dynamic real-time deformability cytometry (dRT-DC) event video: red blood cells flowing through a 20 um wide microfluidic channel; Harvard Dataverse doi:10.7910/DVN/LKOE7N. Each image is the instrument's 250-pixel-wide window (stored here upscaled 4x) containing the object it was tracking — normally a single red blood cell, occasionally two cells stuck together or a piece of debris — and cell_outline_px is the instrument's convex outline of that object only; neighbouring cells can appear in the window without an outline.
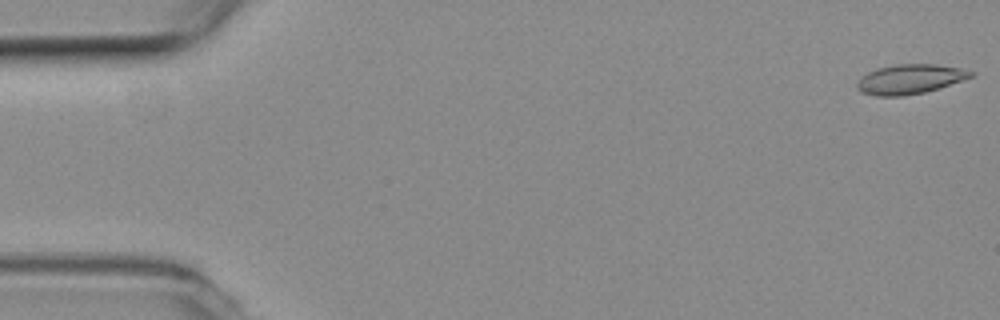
{"species": "common noctule bat (a hibernating species)", "species_latin": "Nyctalus noctula", "temperature_condition": "room temperature", "stored_images_in_passage": 5, "camera_frame_rate_fps": 3000, "um_per_image_px": 0.085, "animal": {"sex": "female", "body_mass_g": 19.3, "forearm_length_mm": 54.1}, "frame": {"image": 1, "passage_image": 1, "time_ms": 0.0, "image_size_px": [1000, 320], "cell_outline_px": [[976, 72], [972, 76], [940, 88], [924, 92], [904, 96], [876, 96], [860, 92], [856, 88], [856, 84], [860, 76], [876, 68], [896, 64], [936, 64], [960, 68]], "centroid_in_image_um": [77.3, 6.73], "position_along_channel_um": 7.7, "area_um2": 19.77}}
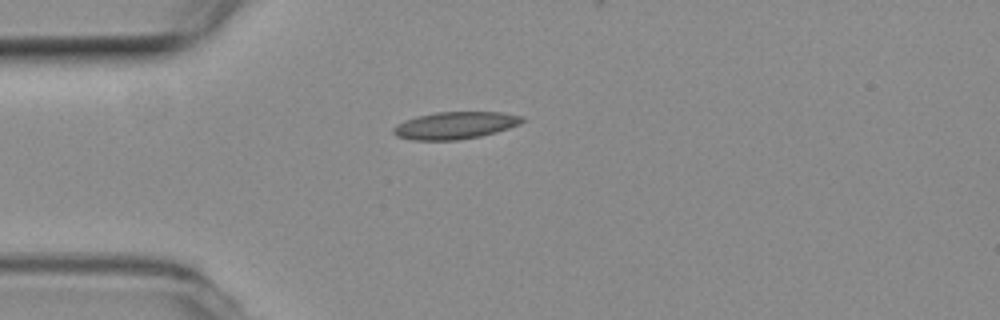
{"frame": {"image": 2, "passage_image": 5, "time_ms": 1.333, "image_size_px": [1000, 320], "cell_outline_px": [[524, 120], [520, 124], [496, 132], [480, 136], [460, 140], [412, 140], [396, 136], [392, 132], [392, 128], [396, 124], [420, 116], [436, 112], [500, 112], [524, 116]], "centroid_in_image_um": [38.69, 10.66], "position_along_channel_um": 46.3, "area_um2": 20.35}}